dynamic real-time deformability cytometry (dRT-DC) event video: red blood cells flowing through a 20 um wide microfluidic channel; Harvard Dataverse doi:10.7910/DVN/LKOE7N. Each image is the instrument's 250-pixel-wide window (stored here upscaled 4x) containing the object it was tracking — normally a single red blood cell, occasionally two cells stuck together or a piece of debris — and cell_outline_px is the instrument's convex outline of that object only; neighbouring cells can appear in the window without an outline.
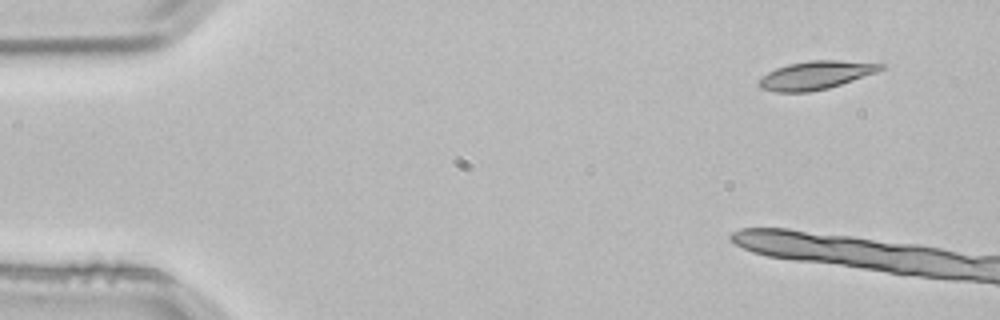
{"species": "common noctule bat (a hibernating species)", "species_latin": "Nyctalus noctula", "temperature_condition": "room temperature", "stored_images_in_passage": 4, "camera_frame_rate_fps": 3000, "um_per_image_px": 0.085, "animal": {"sex": "male", "body_mass_g": 21.5, "forearm_length_mm": 52.0}, "frame": {"image": 1, "passage_image": 1, "time_ms": 0.0, "image_size_px": [1000, 320], "cell_outline_px": [[888, 64], [884, 68], [876, 72], [828, 88], [808, 92], [776, 92], [760, 88], [756, 84], [768, 72], [776, 68], [788, 64], [808, 60], [884, 60]], "centroid_in_image_um": [69.48, 6.35], "position_along_channel_um": 15.5, "area_um2": 20.63}}